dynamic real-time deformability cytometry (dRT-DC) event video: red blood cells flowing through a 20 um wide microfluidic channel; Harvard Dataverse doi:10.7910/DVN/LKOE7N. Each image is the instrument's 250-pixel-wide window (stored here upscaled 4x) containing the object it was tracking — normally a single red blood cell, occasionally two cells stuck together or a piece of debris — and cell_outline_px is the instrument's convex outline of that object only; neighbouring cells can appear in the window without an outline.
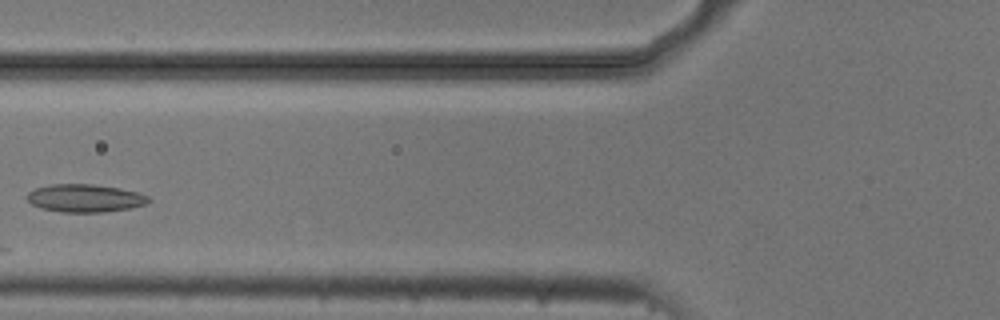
{"species": "common noctule bat (a hibernating species)", "species_latin": "Nyctalus noctula", "temperature_condition": "cold", "stored_images_in_passage": 6, "camera_frame_rate_fps": 3000, "um_per_image_px": 0.085, "animal": {"sex": "male", "body_mass_g": 20.5, "forearm_length_mm": 52.5}, "frame": {"image": 1, "passage_image": 4, "time_ms": 1.0, "image_size_px": [1000, 320], "cell_outline_px": [[152, 200], [144, 204], [132, 208], [104, 212], [60, 212], [40, 208], [32, 204], [28, 200], [28, 192], [36, 188], [52, 184], [92, 184], [116, 188], [136, 192], [148, 196]], "centroid_in_image_um": [7.22, 16.85], "position_along_channel_um": 118.6, "area_um2": 19.59}}